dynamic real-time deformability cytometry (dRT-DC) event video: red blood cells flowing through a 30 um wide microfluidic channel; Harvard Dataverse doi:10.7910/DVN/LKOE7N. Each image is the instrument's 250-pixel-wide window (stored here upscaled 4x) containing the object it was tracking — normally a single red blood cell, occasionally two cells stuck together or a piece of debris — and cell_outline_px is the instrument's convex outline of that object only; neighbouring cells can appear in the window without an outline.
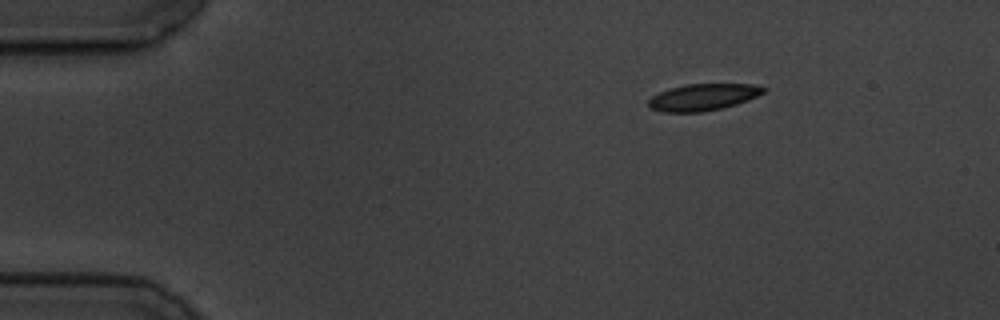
{"species": "common noctule bat (a hibernating species)", "species_latin": "Nyctalus noctula", "temperature_condition": "cold", "stored_images_in_passage": 50, "camera_frame_rate_fps": 3000, "um_per_image_px": 0.085, "animal": {"sex": "male", "body_mass_g": 19.5, "forearm_length_mm": 54.6}, "frame": {"image": 1, "passage_image": 1, "time_ms": 0.0, "image_size_px": [1000, 320], "cell_outline_px": [[768, 88], [764, 92], [748, 100], [736, 104], [720, 108], [700, 112], [664, 112], [652, 108], [648, 104], [648, 100], [652, 96], [668, 88], [684, 84], [752, 84]], "centroid_in_image_um": [59.75, 8.24], "position_along_channel_um": 25.2, "area_um2": 17.8}}
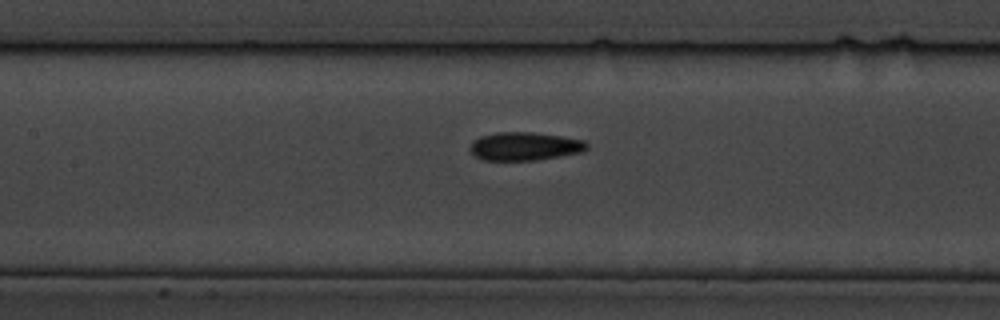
{"frame": {"image": 2, "passage_image": 19, "time_ms": 6.0, "image_size_px": [1000, 320], "cell_outline_px": [[588, 148], [584, 152], [536, 160], [484, 160], [476, 156], [468, 148], [472, 140], [480, 136], [496, 132], [532, 132], [560, 136], [584, 140], [588, 144]], "centroid_in_image_um": [44.59, 12.43], "position_along_channel_um": 162.8, "area_um2": 19.36}}
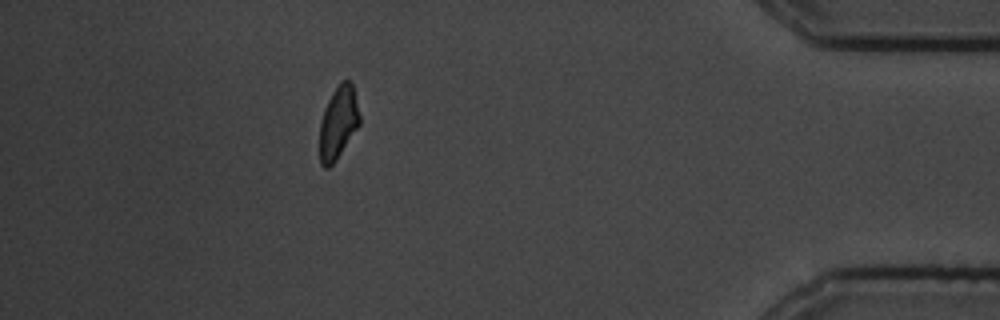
{"frame": {"image": 3, "passage_image": 44, "time_ms": 14.333, "image_size_px": [1000, 320], "cell_outline_px": [[360, 124], [336, 160], [328, 168], [324, 168], [320, 164], [320, 124], [324, 108], [332, 92], [340, 80], [348, 80], [352, 84], [360, 116]], "centroid_in_image_um": [28.74, 10.42], "position_along_channel_um": 406.5, "area_um2": 16.88}, "authors_computed_cell_mechanics": {"area_um2": 18.3226, "velocity_mm_per_s": 3.4852, "shape_relaxation_time_tau1_ms": 4.4842, "shape_relaxation_time_tau2_ms": 2.7248, "deformation_change_tau1": 0.1279, "deformation_change_tau2": 0.0849}}